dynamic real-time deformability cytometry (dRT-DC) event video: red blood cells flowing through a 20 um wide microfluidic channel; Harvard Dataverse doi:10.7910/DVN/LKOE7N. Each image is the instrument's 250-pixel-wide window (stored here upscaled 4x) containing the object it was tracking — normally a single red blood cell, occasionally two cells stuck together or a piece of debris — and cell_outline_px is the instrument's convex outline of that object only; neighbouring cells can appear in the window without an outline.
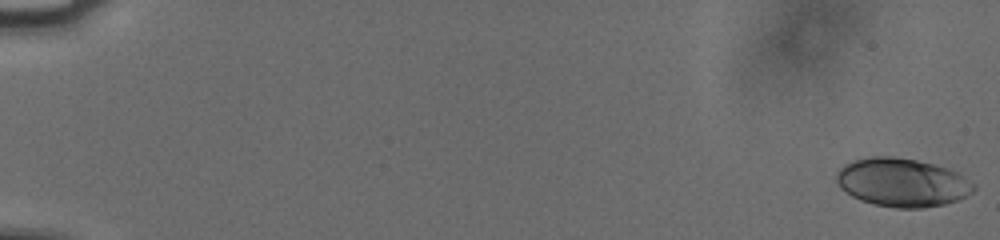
{"species": "human", "species_latin": "Homo sapiens", "temperature_condition": "cold", "stored_images_in_passage": 56, "camera_frame_rate_fps": 3000, "um_per_image_px": 0.085, "donor": {"sex": "male"}, "frame": {"image": 1, "passage_image": 1, "time_ms": 0.0, "image_size_px": [1000, 240], "cell_outline_px": [[976, 188], [968, 196], [960, 200], [944, 204], [924, 208], [896, 208], [876, 204], [860, 200], [852, 196], [840, 188], [836, 180], [836, 172], [844, 164], [852, 160], [872, 156], [892, 156], [916, 160], [932, 164], [960, 172], [976, 184]], "centroid_in_image_um": [76.71, 15.51], "position_along_channel_um": 8.3, "area_um2": 39.13}}
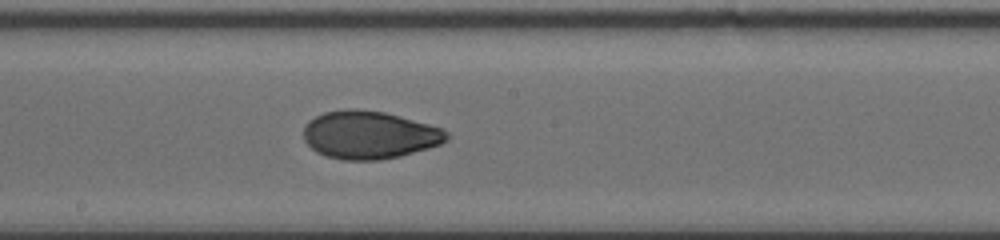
{"frame": {"image": 2, "passage_image": 33, "time_ms": 10.667, "image_size_px": [1000, 240], "cell_outline_px": [[448, 140], [440, 144], [428, 148], [400, 156], [380, 160], [344, 160], [328, 156], [316, 152], [304, 140], [304, 124], [308, 120], [324, 112], [348, 108], [356, 108], [384, 112], [400, 116], [444, 128], [448, 132]], "centroid_in_image_um": [31.4, 11.46], "position_along_channel_um": 216.8, "area_um2": 40.11}}
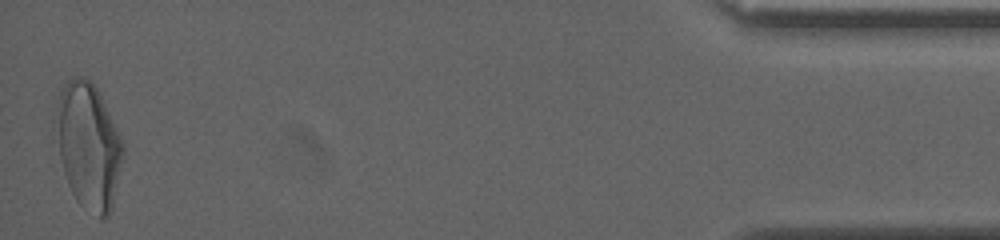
{"frame": {"image": 3, "passage_image": 56, "time_ms": 18.333, "image_size_px": [1000, 240], "cell_outline_px": [[124, 156], [112, 208], [108, 216], [104, 220], [100, 220], [80, 204], [76, 200], [68, 184], [64, 172], [52, 128], [52, 124], [60, 88], [72, 76], [84, 76], [96, 88], [124, 144]], "centroid_in_image_um": [7.48, 12.4], "position_along_channel_um": 427.7, "area_um2": 49.88}, "authors_computed_cell_mechanics": {"area_um2": 39.3329, "velocity_mm_per_s": 3.7801, "shape_relaxation_time_tau1_ms": 6.6582, "shape_relaxation_time_tau2_ms": 1.4587, "deformation_change_tau1": 0.199, "deformation_change_tau2": 0.0546}}